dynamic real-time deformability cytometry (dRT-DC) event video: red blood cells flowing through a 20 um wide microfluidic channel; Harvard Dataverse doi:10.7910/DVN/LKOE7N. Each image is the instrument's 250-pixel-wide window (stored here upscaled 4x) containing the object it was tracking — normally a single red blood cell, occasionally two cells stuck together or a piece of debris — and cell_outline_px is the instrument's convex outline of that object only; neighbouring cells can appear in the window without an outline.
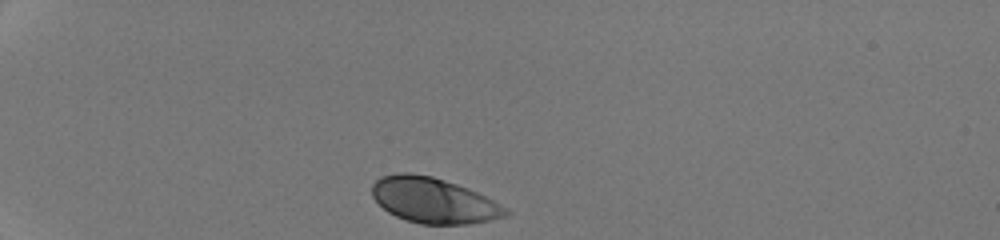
{"species": "human", "species_latin": "Homo sapiens", "temperature_condition": "room temperature", "stored_images_in_passage": 31, "camera_frame_rate_fps": 3000, "um_per_image_px": 0.085, "donor": {"sex": "male"}, "frame": {"image": 1, "passage_image": 1, "time_ms": 0.0, "image_size_px": [1000, 240], "cell_outline_px": [[512, 212], [508, 216], [468, 224], [420, 224], [396, 216], [388, 212], [372, 196], [372, 184], [380, 176], [400, 172], [408, 172], [432, 176], [468, 188], [508, 208]], "centroid_in_image_um": [36.86, 17.03], "position_along_channel_um": 48.1, "area_um2": 35.26}}
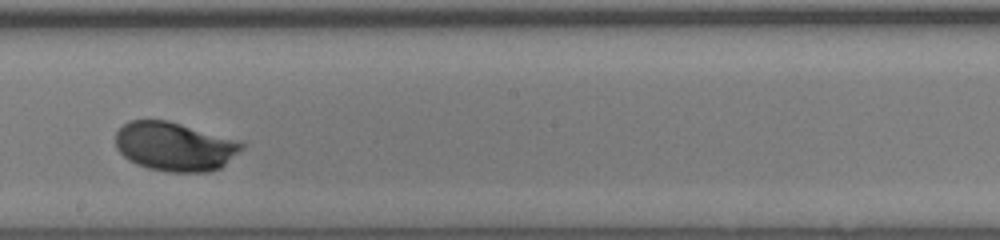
{"frame": {"image": 2, "passage_image": 18, "time_ms": 5.667, "image_size_px": [1000, 240], "cell_outline_px": [[244, 148], [220, 168], [208, 172], [168, 172], [148, 168], [136, 164], [128, 160], [116, 148], [116, 132], [128, 120], [168, 120], [240, 140], [244, 144]], "centroid_in_image_um": [14.86, 12.45], "position_along_channel_um": 233.3, "area_um2": 36.18}}
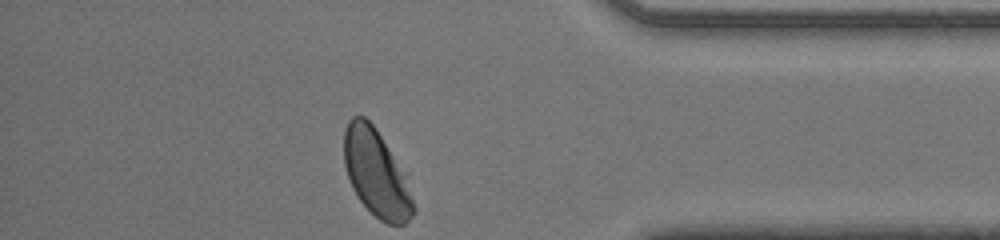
{"frame": {"image": 3, "passage_image": 31, "time_ms": 10.0, "image_size_px": [1000, 240], "cell_outline_px": [[416, 212], [404, 224], [388, 224], [380, 220], [360, 200], [352, 188], [344, 164], [344, 132], [348, 120], [352, 116], [364, 116], [376, 128], [416, 208]], "centroid_in_image_um": [31.88, 14.74], "position_along_channel_um": 403.3, "area_um2": 33.12}, "authors_computed_cell_mechanics": {"area_um2": 35.258, "velocity_mm_per_s": 4.2518, "shape_relaxation_time_tau1_ms": 2.227, "shape_relaxation_time_tau2_ms": null, "deformation_change_tau1": 0.1435, "deformation_change_tau2": null}}